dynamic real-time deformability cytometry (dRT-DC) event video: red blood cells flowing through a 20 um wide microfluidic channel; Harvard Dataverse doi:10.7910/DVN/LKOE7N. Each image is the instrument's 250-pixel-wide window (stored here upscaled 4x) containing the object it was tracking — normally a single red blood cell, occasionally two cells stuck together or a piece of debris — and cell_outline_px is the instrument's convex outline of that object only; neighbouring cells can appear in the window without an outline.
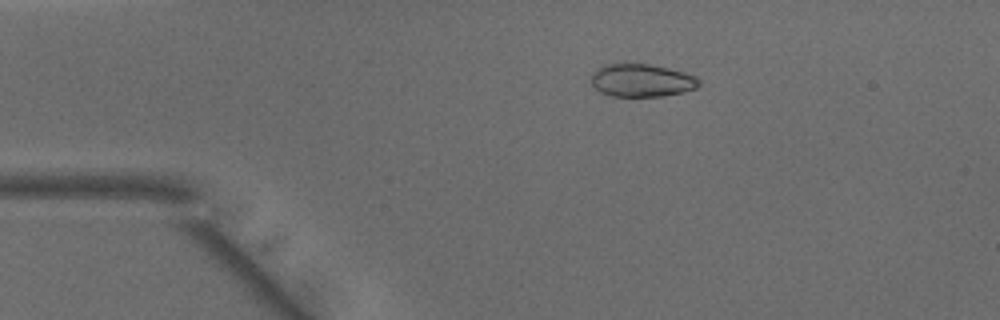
{"species": "common noctule bat (a hibernating species)", "species_latin": "Nyctalus noctula", "temperature_condition": "warm", "stored_images_in_passage": 40, "camera_frame_rate_fps": 3000, "um_per_image_px": 0.085, "animal": {"sex": "male", "body_mass_g": 15.6}, "frame": {"image": 1, "passage_image": 1, "time_ms": 0.0, "image_size_px": [1000, 320], "cell_outline_px": [[700, 84], [696, 88], [680, 92], [660, 96], [612, 96], [600, 92], [592, 84], [592, 76], [596, 68], [604, 64], [648, 64], [668, 68], [684, 72], [696, 76], [700, 80]], "centroid_in_image_um": [54.54, 6.83], "position_along_channel_um": 30.5, "area_um2": 20.46}}
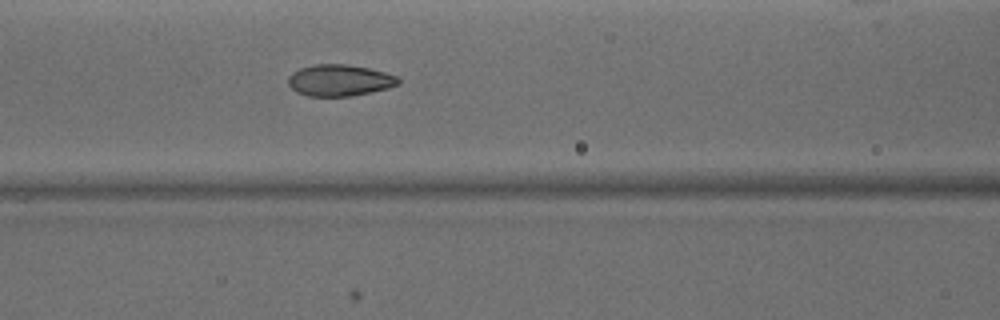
{"frame": {"image": 2, "passage_image": 12, "time_ms": 3.667, "image_size_px": [1000, 320], "cell_outline_px": [[400, 84], [388, 88], [352, 96], [308, 96], [296, 92], [288, 84], [288, 76], [292, 72], [300, 68], [312, 64], [344, 64], [368, 68], [384, 72], [396, 76], [400, 80]], "centroid_in_image_um": [28.84, 6.83], "position_along_channel_um": 137.8, "area_um2": 20.23}}
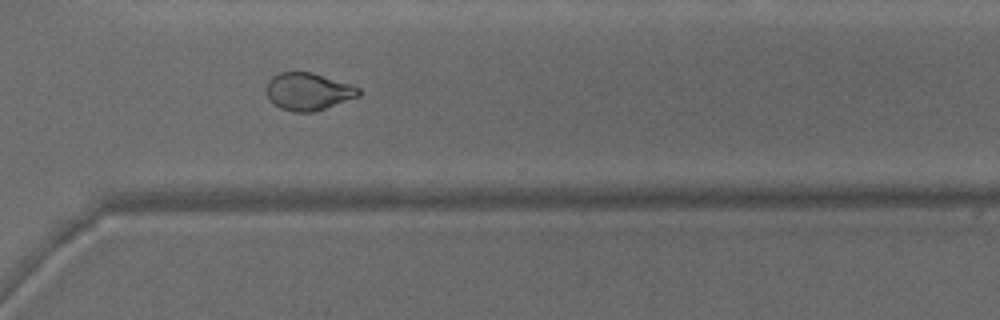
{"frame": {"image": 3, "passage_image": 27, "time_ms": 8.667, "image_size_px": [1000, 320], "cell_outline_px": [[360, 96], [312, 112], [296, 112], [280, 108], [268, 100], [264, 92], [264, 88], [268, 80], [272, 76], [280, 72], [312, 72], [352, 84], [360, 88]], "centroid_in_image_um": [26.15, 7.76], "position_along_channel_um": 344.4, "area_um2": 20.4}, "authors_computed_cell_mechanics": {"area_um2": 20.519, "velocity_mm_per_s": 4.1389, "shape_relaxation_time_tau1_ms": 5.2987, "shape_relaxation_time_tau2_ms": null, "deformation_change_tau1": 0.1887, "deformation_change_tau2": null}}